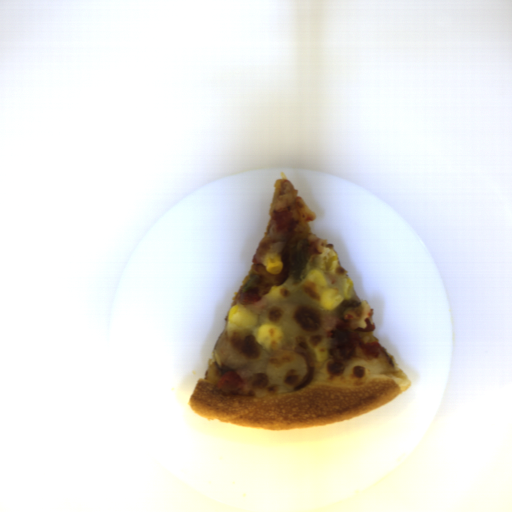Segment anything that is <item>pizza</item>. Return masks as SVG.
I'll return each mask as SVG.
<instances>
[{
  "instance_id": "1",
  "label": "pizza",
  "mask_w": 512,
  "mask_h": 512,
  "mask_svg": "<svg viewBox=\"0 0 512 512\" xmlns=\"http://www.w3.org/2000/svg\"><path fill=\"white\" fill-rule=\"evenodd\" d=\"M337 255L333 271L320 268L321 254L310 262L311 268L323 275L327 289H337L344 295L347 270L333 244H327ZM253 262L240 288L236 291L224 317V328L212 350L207 369L189 398L193 412L206 419L264 430H295L332 424L365 414L385 405L410 387L404 371L374 336V312L367 301L361 300L352 288L350 306L343 316L338 307L325 310L319 306V295L310 290L306 277L294 282L292 276L280 287L283 297L262 296L261 300L241 305L257 316V324L239 329L230 324L228 313L239 305L242 288L250 283ZM308 310L319 319L314 332L304 329L298 321L300 311ZM278 326L284 332L279 344L271 349L255 341L260 325ZM356 332L360 342L353 348L346 368L339 374L328 370L334 361L331 336L336 330ZM308 351L314 362L315 375L311 383L297 391L307 367L304 356L296 348ZM239 374L244 381L240 392L224 394L216 386L226 371Z\"/></svg>"
},
{
  "instance_id": "2",
  "label": "pizza",
  "mask_w": 512,
  "mask_h": 512,
  "mask_svg": "<svg viewBox=\"0 0 512 512\" xmlns=\"http://www.w3.org/2000/svg\"><path fill=\"white\" fill-rule=\"evenodd\" d=\"M286 182H290V181L281 178V179L276 180V182L274 184L273 196H272V200H271V204H270L269 220H268V225H267V229H266V233H265L264 237L266 236L267 232L271 228V226L276 218L277 203L282 194L284 183H286Z\"/></svg>"
}]
</instances>
